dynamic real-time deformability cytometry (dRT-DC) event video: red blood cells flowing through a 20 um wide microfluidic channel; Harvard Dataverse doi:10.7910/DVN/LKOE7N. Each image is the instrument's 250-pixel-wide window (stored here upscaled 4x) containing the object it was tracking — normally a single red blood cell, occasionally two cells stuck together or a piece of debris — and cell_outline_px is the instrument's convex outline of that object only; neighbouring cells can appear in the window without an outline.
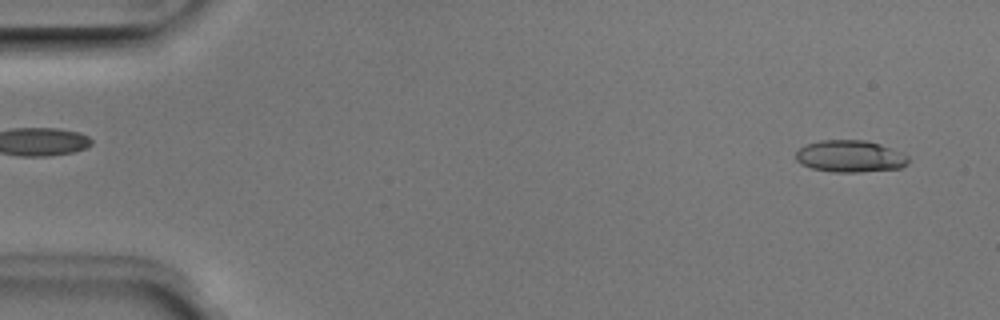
{"species": "Egyptian fruit bat (a non-hibernating species)", "species_latin": "Rousettus aegyptiacus", "temperature_condition": "room temperature", "stored_images_in_passage": 7, "camera_frame_rate_fps": 3000, "um_per_image_px": 0.085, "animal": {"sex": "male"}, "frame": {"image": 1, "passage_image": 3, "time_ms": 0.667, "image_size_px": [1000, 320], "cell_outline_px": [[908, 164], [900, 168], [860, 172], [832, 172], [812, 168], [800, 164], [796, 160], [796, 152], [800, 148], [808, 144], [820, 140], [864, 140], [880, 144], [900, 152], [908, 156]], "centroid_in_image_um": [72.25, 13.29], "position_along_channel_um": 12.8, "area_um2": 20.87}}